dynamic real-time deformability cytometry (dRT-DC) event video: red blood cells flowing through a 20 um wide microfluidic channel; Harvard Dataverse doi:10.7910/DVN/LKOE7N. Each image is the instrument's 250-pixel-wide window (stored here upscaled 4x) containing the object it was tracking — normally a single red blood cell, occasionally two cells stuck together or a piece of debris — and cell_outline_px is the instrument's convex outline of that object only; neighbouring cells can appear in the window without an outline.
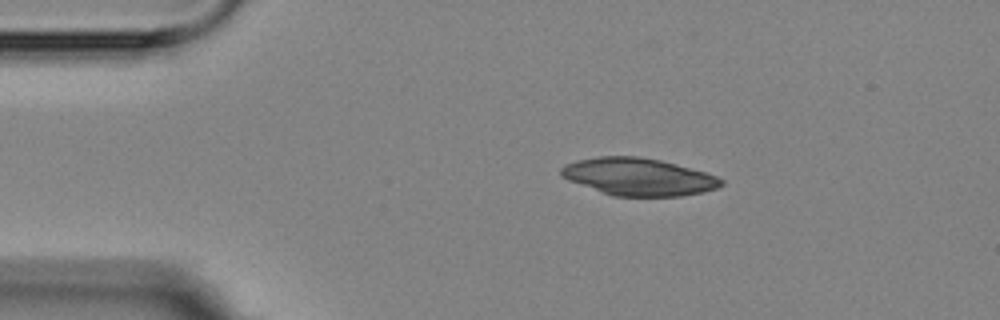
{"species": "Egyptian fruit bat (a non-hibernating species)", "species_latin": "Rousettus aegyptiacus", "temperature_condition": "room temperature", "stored_images_in_passage": 3, "camera_frame_rate_fps": 3000, "um_per_image_px": 0.085, "animal": {"sex": "female"}, "frame": {"image": 1, "passage_image": 1, "time_ms": 0.0, "image_size_px": [1000, 320], "cell_outline_px": [[724, 184], [716, 188], [704, 192], [680, 196], [612, 196], [568, 180], [560, 176], [560, 168], [564, 164], [580, 160], [600, 156], [640, 156], [660, 160], [676, 164], [704, 172], [716, 176], [724, 180]], "centroid_in_image_um": [54.26, 15.03], "position_along_channel_um": 30.7, "area_um2": 34.85}}